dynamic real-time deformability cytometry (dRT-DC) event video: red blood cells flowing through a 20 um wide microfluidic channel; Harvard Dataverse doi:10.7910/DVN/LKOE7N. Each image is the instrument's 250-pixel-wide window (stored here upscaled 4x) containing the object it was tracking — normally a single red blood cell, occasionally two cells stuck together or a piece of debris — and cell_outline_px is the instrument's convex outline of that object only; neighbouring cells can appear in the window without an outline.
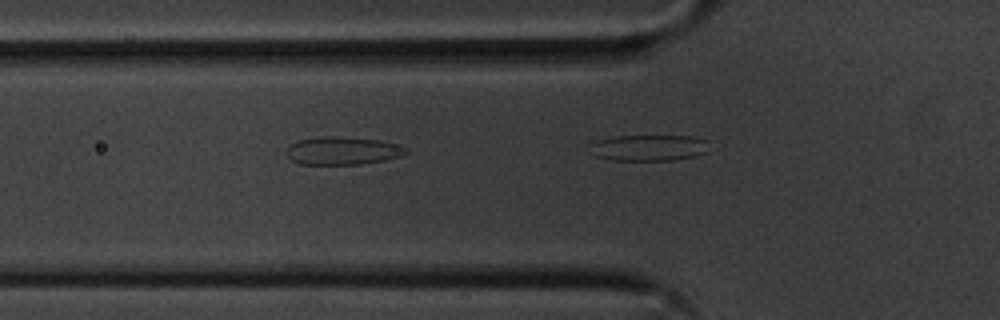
{"species": "common noctule bat (a hibernating species)", "species_latin": "Nyctalus noctula", "temperature_condition": "cold", "stored_images_in_passage": 9, "segment_of_instrument_passage": [2, 2], "camera_frame_rate_fps": 3000, "um_per_image_px": 0.085, "animal": {"sex": "male", "body_mass_g": 20.1, "forearm_length_mm": 53.5}, "frame": {"image": 1, "passage_image": 9, "time_ms": 2.667, "image_size_px": [1000, 320], "cell_outline_px": [[704, 152], [696, 156], [672, 160], [612, 160], [596, 156], [588, 144], [600, 140], [616, 136], [692, 136], [704, 140]], "centroid_in_image_um": [55.08, 12.56], "position_along_channel_um": 70.7, "area_um2": 17.69}}